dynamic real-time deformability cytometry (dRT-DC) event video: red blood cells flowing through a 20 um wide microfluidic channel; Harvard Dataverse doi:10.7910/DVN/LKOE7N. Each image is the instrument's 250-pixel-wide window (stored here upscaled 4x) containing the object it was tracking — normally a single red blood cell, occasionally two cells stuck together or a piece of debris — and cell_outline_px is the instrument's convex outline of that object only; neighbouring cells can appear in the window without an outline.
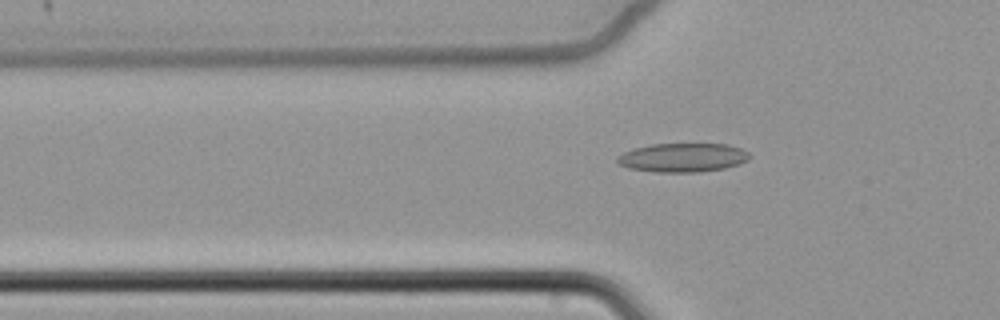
{"species": "common noctule bat (a hibernating species)", "species_latin": "Nyctalus noctula", "temperature_condition": "cold", "stored_images_in_passage": 44, "camera_frame_rate_fps": 3000, "um_per_image_px": 0.085, "animal": {"sex": "female", "body_mass_g": 22.7, "forearm_length_mm": 54.2}, "frame": {"image": 1, "passage_image": 10, "time_ms": 3.0, "image_size_px": [1000, 320], "cell_outline_px": [[748, 160], [740, 164], [724, 168], [700, 172], [652, 172], [628, 168], [620, 164], [616, 160], [616, 156], [624, 152], [636, 148], [652, 144], [728, 144], [740, 148], [748, 152]], "centroid_in_image_um": [58.02, 13.4], "position_along_channel_um": 67.8, "area_um2": 22.25}}
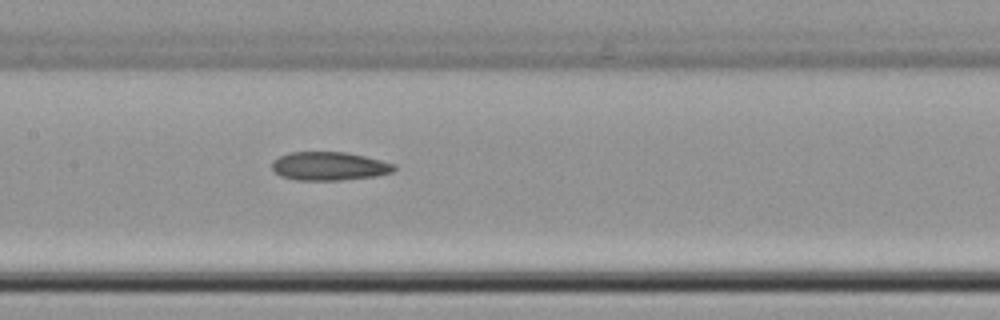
{"frame": {"image": 2, "passage_image": 20, "time_ms": 6.333, "image_size_px": [1000, 320], "cell_outline_px": [[396, 168], [392, 172], [376, 176], [340, 180], [296, 180], [280, 176], [272, 172], [272, 160], [288, 152], [344, 152], [364, 156], [396, 164]], "centroid_in_image_um": [27.94, 14.12], "position_along_channel_um": 179.5, "area_um2": 20.4}}
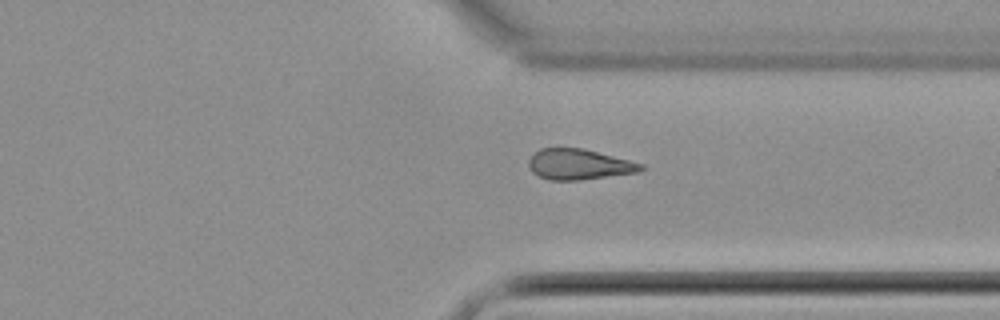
{"frame": {"image": 3, "passage_image": 36, "time_ms": 11.667, "image_size_px": [1000, 320], "cell_outline_px": [[644, 168], [640, 172], [580, 180], [548, 180], [532, 172], [528, 164], [528, 160], [540, 148], [584, 148], [644, 164]], "centroid_in_image_um": [49.23, 13.97], "position_along_channel_um": 362.2, "area_um2": 20.0}}